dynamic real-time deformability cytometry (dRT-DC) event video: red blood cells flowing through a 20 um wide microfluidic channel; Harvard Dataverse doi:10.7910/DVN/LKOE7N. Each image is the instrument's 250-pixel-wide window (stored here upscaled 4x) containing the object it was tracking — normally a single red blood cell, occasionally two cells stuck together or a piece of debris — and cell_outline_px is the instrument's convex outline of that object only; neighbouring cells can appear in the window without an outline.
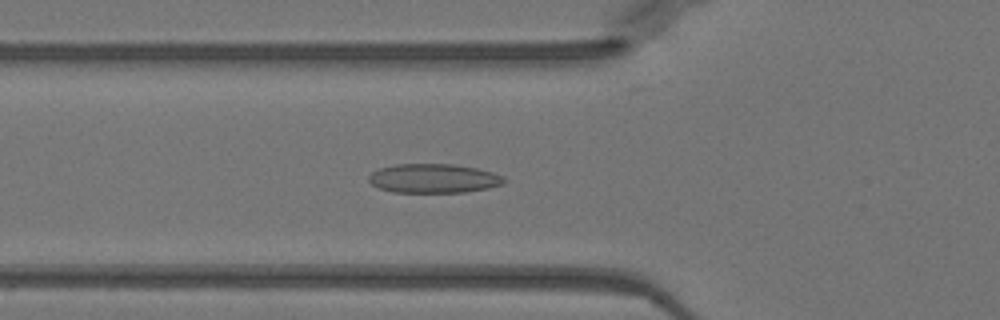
{"species": "Egyptian fruit bat (a non-hibernating species)", "species_latin": "Rousettus aegyptiacus", "temperature_condition": "warm", "stored_images_in_passage": 51, "camera_frame_rate_fps": 3000, "um_per_image_px": 0.085, "animal": {"sex": "female"}, "frame": {"image": 1, "passage_image": 18, "time_ms": 5.667, "image_size_px": [1000, 320], "cell_outline_px": [[508, 180], [504, 184], [488, 188], [464, 192], [392, 192], [380, 188], [372, 184], [368, 180], [368, 176], [372, 172], [380, 168], [396, 164], [452, 164], [476, 168], [492, 172], [504, 176]], "centroid_in_image_um": [36.88, 15.16], "position_along_channel_um": 88.9, "area_um2": 23.0}}
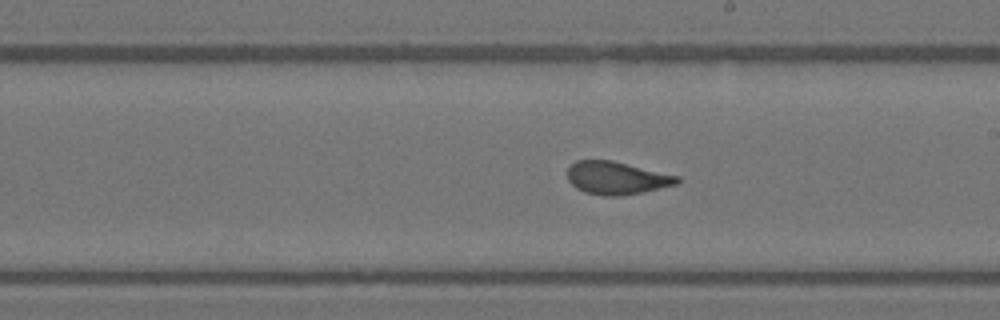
{"frame": {"image": 2, "passage_image": 29, "time_ms": 9.333, "image_size_px": [1000, 320], "cell_outline_px": [[680, 180], [676, 184], [640, 192], [620, 196], [604, 196], [584, 192], [576, 188], [568, 180], [568, 168], [576, 160], [612, 160], [680, 176]], "centroid_in_image_um": [52.39, 15.12], "position_along_channel_um": 236.6, "area_um2": 20.87}}
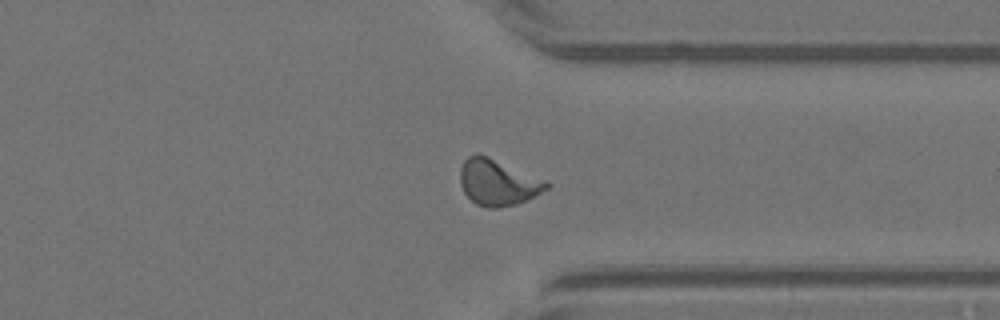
{"frame": {"image": 3, "passage_image": 39, "time_ms": 12.667, "image_size_px": [1000, 320], "cell_outline_px": [[548, 188], [516, 204], [496, 208], [488, 208], [476, 204], [464, 192], [460, 184], [460, 168], [464, 160], [468, 156], [476, 152], [488, 156], [548, 180]], "centroid_in_image_um": [42.29, 15.47], "position_along_channel_um": 369.1, "area_um2": 23.18}, "authors_computed_cell_mechanics": {"area_um2": 21.675, "velocity_mm_per_s": 4.0163, "shape_relaxation_time_tau1_ms": 6.9188, "shape_relaxation_time_tau2_ms": 1.0798, "deformation_change_tau1": 0.2168, "deformation_change_tau2": 0.0807}}